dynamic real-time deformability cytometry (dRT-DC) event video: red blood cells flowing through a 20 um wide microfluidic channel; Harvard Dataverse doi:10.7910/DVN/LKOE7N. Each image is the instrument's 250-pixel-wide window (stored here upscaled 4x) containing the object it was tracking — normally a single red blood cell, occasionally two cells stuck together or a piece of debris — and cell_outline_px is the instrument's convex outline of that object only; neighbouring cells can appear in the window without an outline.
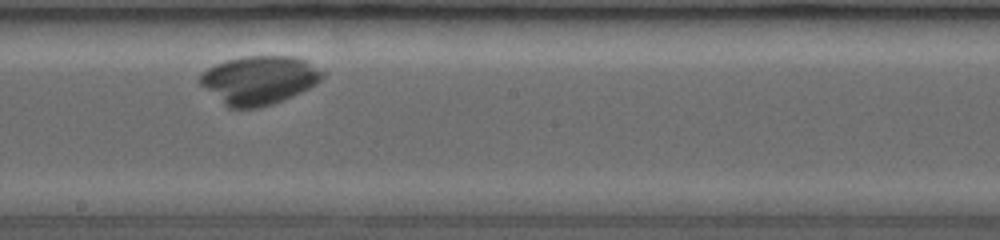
{"species": "common noctule bat (a hibernating species)", "species_latin": "Nyctalus noctula", "temperature_condition": "room temperature", "stored_images_in_passage": 36, "camera_frame_rate_fps": 3500, "um_per_image_px": 0.085, "animal": {"sex": "female", "body_mass_g": 19.0, "forearm_length_mm": 53.3}, "frame": {"image": 1, "passage_image": 18, "time_ms": 4.857, "image_size_px": [1000, 240], "cell_outline_px": [[324, 76], [316, 84], [308, 88], [280, 100], [256, 108], [232, 108], [200, 84], [200, 72], [216, 64], [228, 60], [244, 56], [296, 56], [304, 60], [320, 72]], "centroid_in_image_um": [21.99, 6.78], "position_along_channel_um": 226.2, "area_um2": 33.47}}
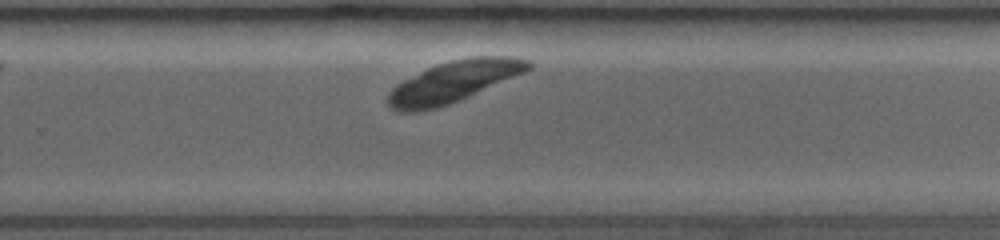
{"frame": {"image": 2, "passage_image": 24, "time_ms": 6.571, "image_size_px": [1000, 240], "cell_outline_px": [[532, 68], [524, 72], [448, 104], [436, 108], [416, 112], [400, 112], [392, 108], [388, 104], [388, 92], [396, 84], [436, 64], [452, 60], [472, 56], [508, 56], [528, 60], [532, 64]], "centroid_in_image_um": [38.52, 6.94], "position_along_channel_um": 291.3, "area_um2": 33.06}}
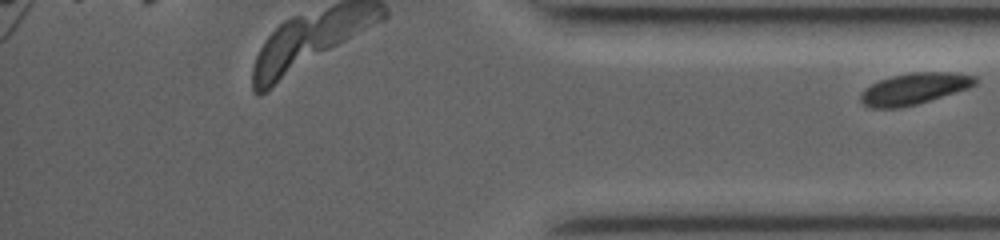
{"frame": {"image": 3, "passage_image": 36, "time_ms": 10.0, "image_size_px": [1000, 240], "cell_outline_px": [[976, 84], [968, 88], [916, 104], [900, 108], [872, 108], [864, 104], [860, 100], [860, 96], [864, 88], [880, 80], [892, 76], [916, 72], [948, 72], [972, 76], [976, 80]], "centroid_in_image_um": [77.65, 7.55], "position_along_channel_um": 357.5, "area_um2": 20.52}}